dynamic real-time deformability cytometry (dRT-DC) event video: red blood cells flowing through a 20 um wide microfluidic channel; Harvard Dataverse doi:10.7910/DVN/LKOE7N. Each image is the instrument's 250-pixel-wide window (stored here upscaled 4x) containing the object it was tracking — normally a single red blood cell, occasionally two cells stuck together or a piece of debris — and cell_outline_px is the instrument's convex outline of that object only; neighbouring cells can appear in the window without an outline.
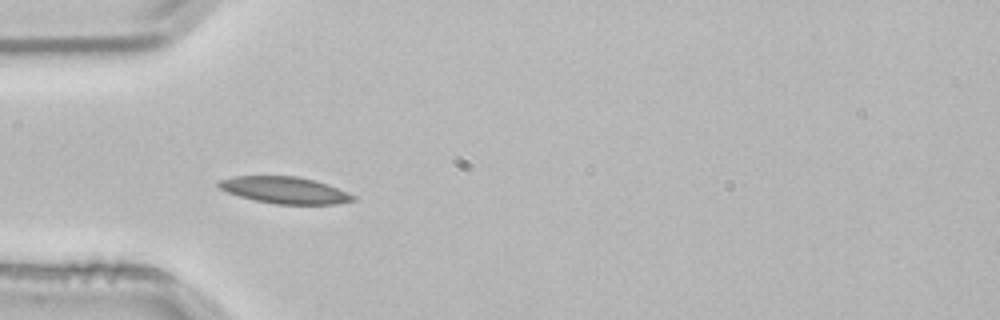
{"species": "common noctule bat (a hibernating species)", "species_latin": "Nyctalus noctula", "temperature_condition": "room temperature", "stored_images_in_passage": 4, "camera_frame_rate_fps": 3000, "um_per_image_px": 0.085, "animal": {"sex": "male", "body_mass_g": 21.5, "forearm_length_mm": 52.0}, "frame": {"image": 1, "passage_image": 4, "time_ms": 1.0, "image_size_px": [1000, 320], "cell_outline_px": [[356, 200], [336, 204], [276, 204], [256, 200], [240, 196], [228, 192], [220, 188], [216, 184], [216, 180], [236, 176], [296, 176], [316, 180], [328, 184], [356, 196]], "centroid_in_image_um": [24.21, 16.15], "position_along_channel_um": 60.8, "area_um2": 20.92}}